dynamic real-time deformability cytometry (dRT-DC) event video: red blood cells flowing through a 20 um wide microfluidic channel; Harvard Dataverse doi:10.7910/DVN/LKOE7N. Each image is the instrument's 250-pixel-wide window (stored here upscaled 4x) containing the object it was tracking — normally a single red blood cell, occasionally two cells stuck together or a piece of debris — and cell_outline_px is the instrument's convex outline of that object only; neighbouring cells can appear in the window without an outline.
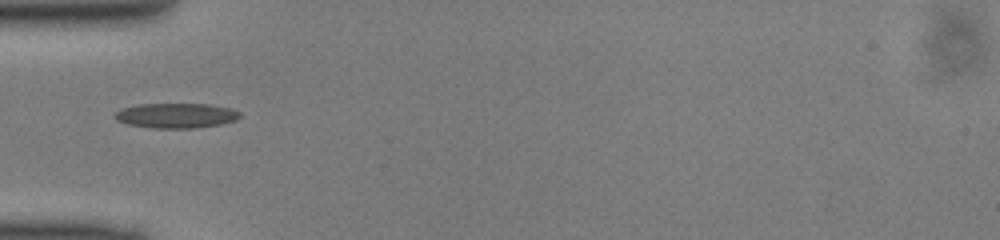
{"species": "common noctule bat (a hibernating species)", "species_latin": "Nyctalus noctula", "temperature_condition": "cold", "stored_images_in_passage": 34, "camera_frame_rate_fps": 3000, "um_per_image_px": 0.085, "animal": {"sex": "male", "body_mass_g": 13.0, "forearm_length_mm": 53.1}, "frame": {"image": 1, "passage_image": 1, "time_ms": 0.0, "image_size_px": [1000, 240], "cell_outline_px": [[240, 116], [236, 120], [220, 124], [196, 128], [152, 128], [128, 124], [116, 120], [112, 116], [116, 112], [124, 108], [140, 104], [208, 104], [232, 108], [240, 112]], "centroid_in_image_um": [14.98, 9.82], "position_along_channel_um": 70.0, "area_um2": 18.15}}
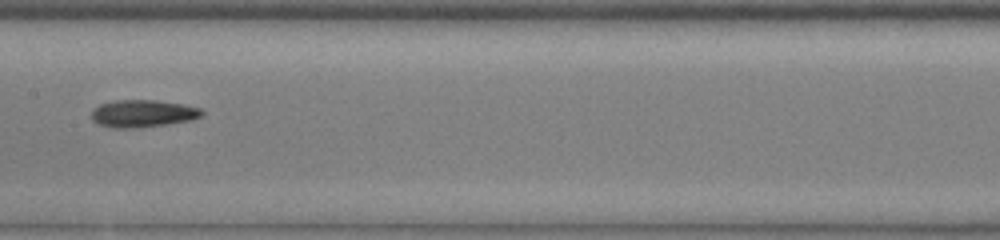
{"frame": {"image": 2, "passage_image": 10, "time_ms": 3.0, "image_size_px": [1000, 240], "cell_outline_px": [[204, 112], [200, 116], [192, 120], [164, 124], [132, 128], [112, 128], [100, 124], [92, 120], [92, 112], [100, 104], [116, 100], [156, 100], [184, 104], [200, 108]], "centroid_in_image_um": [12.15, 9.64], "position_along_channel_um": 195.3, "area_um2": 17.4}}
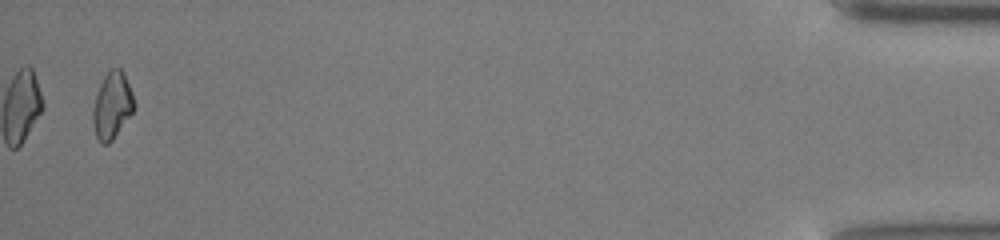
{"frame": {"image": 3, "passage_image": 33, "time_ms": 10.667, "image_size_px": [1000, 240], "cell_outline_px": [[136, 104], [132, 112], [112, 140], [108, 144], [100, 144], [96, 136], [92, 124], [92, 108], [96, 92], [104, 76], [112, 68], [120, 68], [124, 72], [132, 92]], "centroid_in_image_um": [9.51, 8.96], "position_along_channel_um": 425.7, "area_um2": 16.13}}